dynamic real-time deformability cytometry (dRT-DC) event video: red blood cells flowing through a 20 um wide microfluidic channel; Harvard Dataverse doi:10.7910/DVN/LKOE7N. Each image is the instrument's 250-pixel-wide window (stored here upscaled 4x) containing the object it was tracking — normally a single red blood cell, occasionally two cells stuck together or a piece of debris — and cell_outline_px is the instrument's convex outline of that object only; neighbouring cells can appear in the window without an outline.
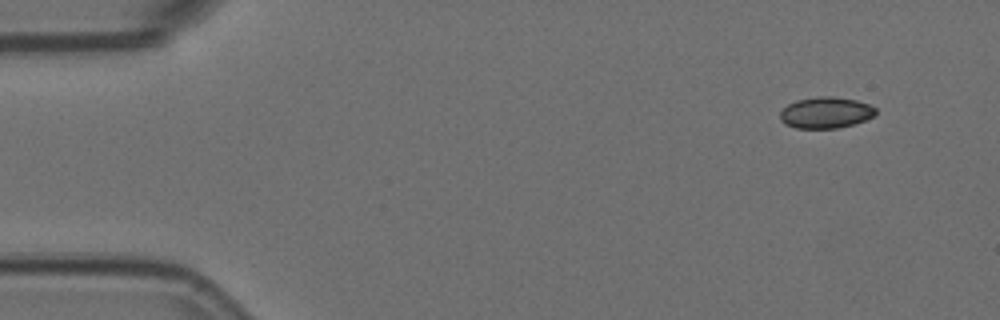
{"species": "Egyptian fruit bat (a non-hibernating species)", "species_latin": "Rousettus aegyptiacus", "temperature_condition": "room temperature", "stored_images_in_passage": 5, "camera_frame_rate_fps": 3000, "um_per_image_px": 0.085, "animal": {"sex": "female"}, "frame": {"image": 1, "passage_image": 1, "time_ms": 0.0, "image_size_px": [1000, 320], "cell_outline_px": [[876, 112], [872, 116], [864, 120], [852, 124], [836, 128], [796, 128], [784, 124], [780, 120], [780, 112], [788, 104], [796, 100], [820, 96], [832, 96], [856, 100], [868, 104], [876, 108]], "centroid_in_image_um": [70.15, 9.57], "position_along_channel_um": 14.8, "area_um2": 17.28}}
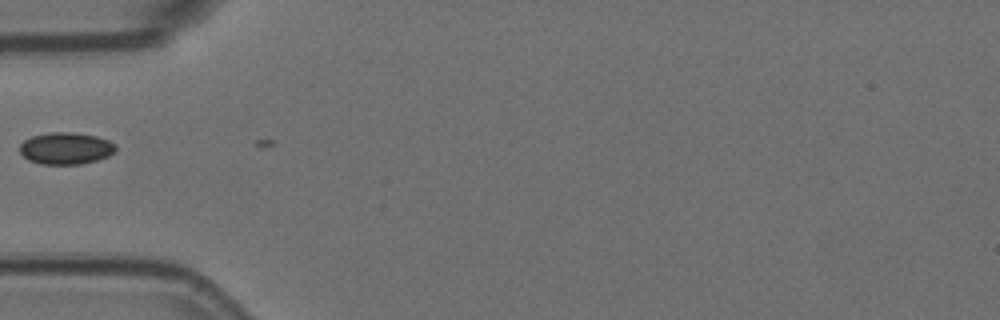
{"frame": {"image": 2, "passage_image": 5, "time_ms": 1.333, "image_size_px": [1000, 320], "cell_outline_px": [[116, 152], [108, 156], [96, 160], [80, 164], [40, 164], [28, 160], [20, 152], [20, 144], [24, 140], [32, 136], [48, 132], [76, 132], [96, 136], [108, 140], [116, 144]], "centroid_in_image_um": [5.6, 12.6], "position_along_channel_um": 79.4, "area_um2": 17.98}}